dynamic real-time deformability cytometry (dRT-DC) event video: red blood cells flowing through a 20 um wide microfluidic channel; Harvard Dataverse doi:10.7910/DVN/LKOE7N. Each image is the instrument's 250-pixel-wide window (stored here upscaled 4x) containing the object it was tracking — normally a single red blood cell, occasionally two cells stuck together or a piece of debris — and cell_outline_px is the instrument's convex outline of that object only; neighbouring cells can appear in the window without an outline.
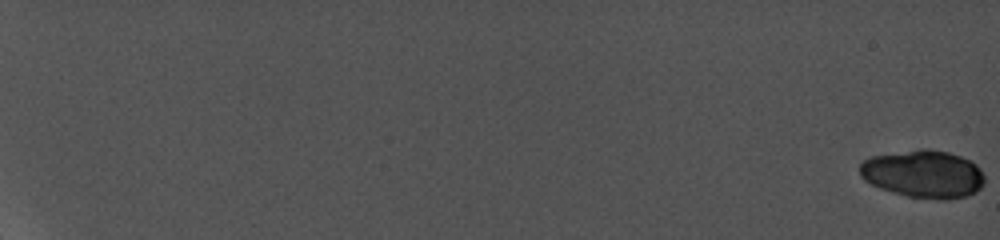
{"species": "common noctule bat (a hibernating species)", "species_latin": "Nyctalus noctula", "temperature_condition": "cold", "stored_images_in_passage": 9, "camera_frame_rate_fps": 5000, "um_per_image_px": 0.085, "animal": {"sex": "female", "body_mass_g": 19.0, "forearm_length_mm": 56.7}, "frame": {"image": 1, "passage_image": 1, "time_ms": 0.0, "image_size_px": [1000, 240], "cell_outline_px": [[984, 184], [976, 192], [968, 196], [944, 200], [936, 200], [908, 196], [880, 188], [864, 180], [860, 176], [860, 164], [864, 160], [872, 156], [924, 148], [948, 152], [960, 156], [976, 164], [980, 168], [984, 176]], "centroid_in_image_um": [78.51, 14.8], "position_along_channel_um": 6.5, "area_um2": 34.74}}